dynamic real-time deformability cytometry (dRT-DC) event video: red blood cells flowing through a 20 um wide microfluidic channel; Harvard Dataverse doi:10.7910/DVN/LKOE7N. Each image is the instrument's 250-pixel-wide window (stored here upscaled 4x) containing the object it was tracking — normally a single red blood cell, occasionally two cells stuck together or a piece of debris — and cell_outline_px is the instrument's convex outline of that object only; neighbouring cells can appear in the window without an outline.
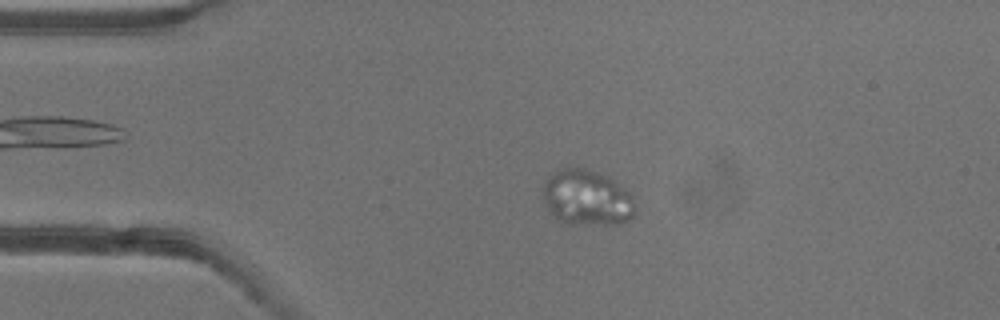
{"species": "common noctule bat (a hibernating species)", "species_latin": "Nyctalus noctula", "temperature_condition": "warm", "stored_images_in_passage": 53, "segment_of_instrument_passage": [1, 2], "camera_frame_rate_fps": 3000, "um_per_image_px": 0.085, "animal": {"sex": "female"}, "frame": {"image": 1, "passage_image": 11, "time_ms": 3.333, "image_size_px": [1000, 320], "cell_outline_px": [[632, 216], [628, 220], [616, 224], [564, 224], [556, 220], [544, 204], [544, 180], [548, 176], [560, 168], [584, 168], [608, 176], [624, 188], [632, 196]], "centroid_in_image_um": [49.82, 16.82], "position_along_channel_um": 35.2, "area_um2": 29.77}}
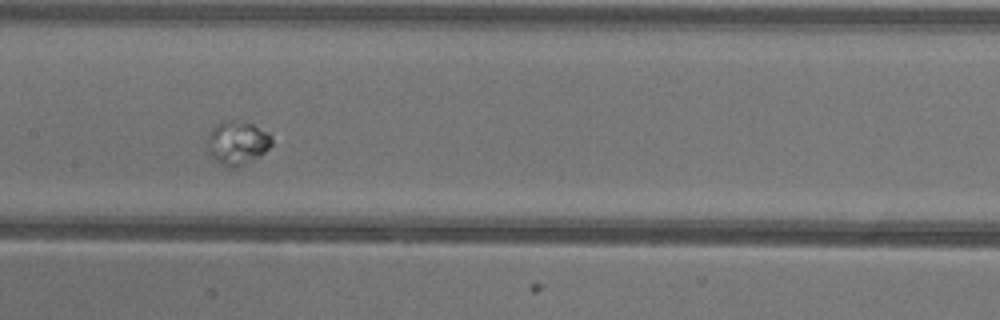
{"frame": {"image": 2, "passage_image": 26, "time_ms": 8.333, "image_size_px": [1000, 320], "cell_outline_px": [[272, 144], [264, 152], [232, 168], [228, 168], [220, 164], [212, 156], [208, 148], [208, 136], [212, 128], [216, 124], [252, 124], [268, 132], [272, 136]], "centroid_in_image_um": [20.17, 12.17], "position_along_channel_um": 187.2, "area_um2": 15.26}}
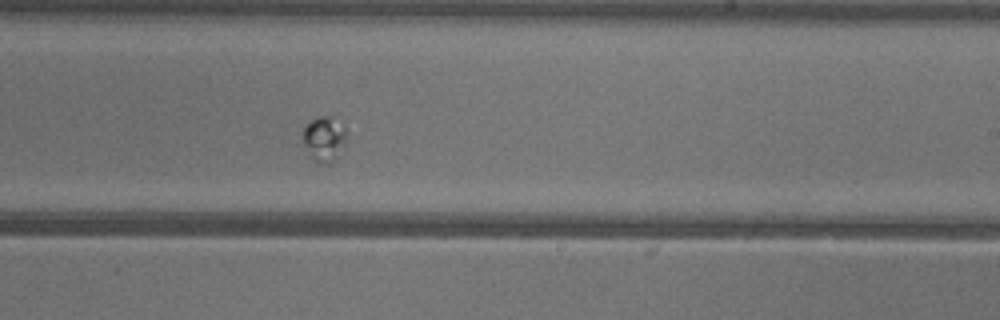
{"frame": {"image": 3, "passage_image": 32, "time_ms": 10.333, "image_size_px": [1000, 320], "cell_outline_px": [[348, 132], [344, 144], [336, 160], [328, 164], [316, 164], [312, 160], [304, 144], [304, 128], [312, 120], [320, 116], [332, 116]], "centroid_in_image_um": [27.58, 11.85], "position_along_channel_um": 261.4, "area_um2": 11.44}}